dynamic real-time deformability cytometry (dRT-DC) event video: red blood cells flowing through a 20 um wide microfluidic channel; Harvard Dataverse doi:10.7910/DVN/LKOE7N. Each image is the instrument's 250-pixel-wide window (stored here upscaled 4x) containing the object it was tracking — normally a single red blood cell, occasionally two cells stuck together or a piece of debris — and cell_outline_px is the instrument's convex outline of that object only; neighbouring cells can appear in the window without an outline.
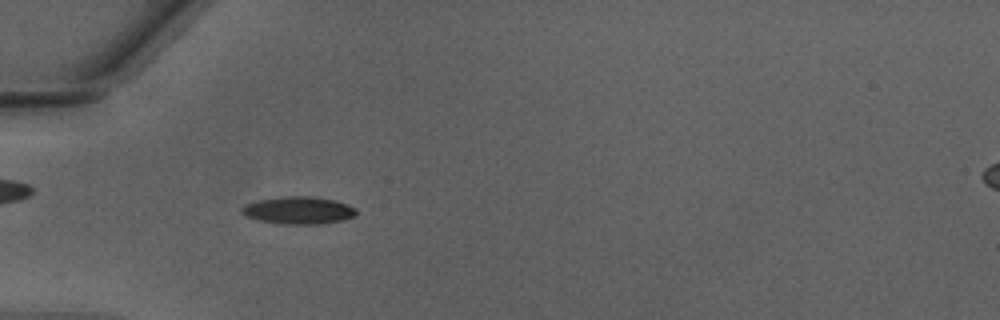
{"species": "Egyptian fruit bat (a non-hibernating species)", "species_latin": "Rousettus aegyptiacus", "temperature_condition": "warm", "stored_images_in_passage": 43, "camera_frame_rate_fps": 3000, "um_per_image_px": 0.085, "animal": {"sex": "male"}, "frame": {"image": 1, "passage_image": 10, "time_ms": 3.0, "image_size_px": [1000, 320], "cell_outline_px": [[356, 216], [340, 220], [320, 224], [284, 224], [256, 220], [244, 216], [240, 212], [240, 208], [244, 204], [260, 200], [288, 196], [308, 196], [336, 200], [348, 204], [356, 208]], "centroid_in_image_um": [25.35, 17.88], "position_along_channel_um": 59.7, "area_um2": 18.38}}
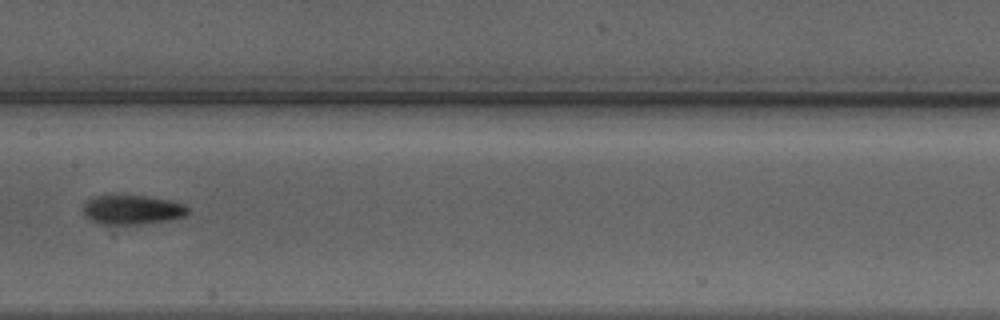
{"frame": {"image": 2, "passage_image": 20, "time_ms": 6.333, "image_size_px": [1000, 320], "cell_outline_px": [[188, 212], [184, 216], [168, 220], [144, 224], [96, 224], [84, 216], [84, 204], [88, 200], [96, 196], [144, 196], [168, 200], [180, 204], [188, 208]], "centroid_in_image_um": [11.19, 17.85], "position_along_channel_um": 196.2, "area_um2": 17.63}}
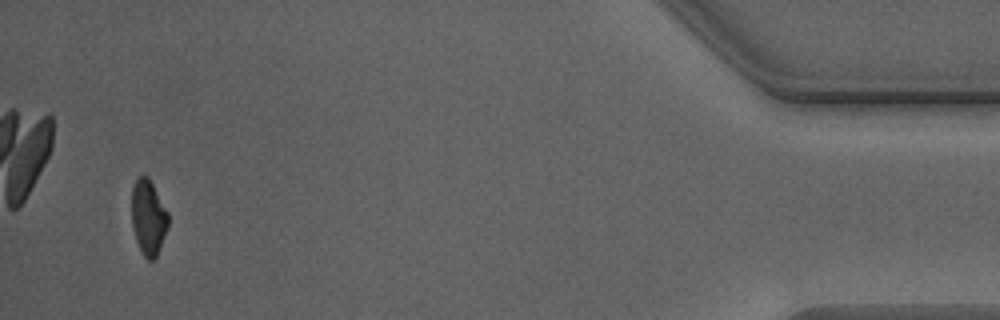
{"frame": {"image": 3, "passage_image": 41, "time_ms": 13.333, "image_size_px": [1000, 320], "cell_outline_px": [[168, 228], [160, 248], [156, 256], [152, 260], [148, 260], [140, 252], [136, 240], [132, 224], [132, 188], [136, 180], [140, 176], [148, 176], [168, 212]], "centroid_in_image_um": [12.61, 18.5], "position_along_channel_um": 422.6, "area_um2": 15.95}, "authors_computed_cell_mechanics": {"area_um2": 17.2822, "velocity_mm_per_s": 4.2966, "shape_relaxation_time_tau1_ms": 3.1095, "shape_relaxation_time_tau2_ms": 4.7256, "deformation_change_tau1": 0.145, "deformation_change_tau2": 0.1082}}